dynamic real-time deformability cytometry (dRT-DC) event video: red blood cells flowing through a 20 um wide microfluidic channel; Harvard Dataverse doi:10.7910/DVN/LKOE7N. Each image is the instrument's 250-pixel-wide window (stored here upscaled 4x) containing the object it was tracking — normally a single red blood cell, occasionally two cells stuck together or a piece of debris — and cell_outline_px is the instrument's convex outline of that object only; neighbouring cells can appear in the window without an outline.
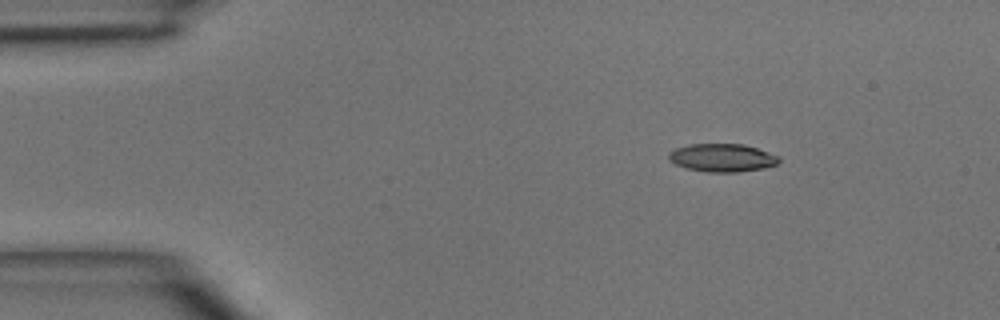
{"species": "common noctule bat (a hibernating species)", "species_latin": "Nyctalus noctula", "temperature_condition": "room temperature", "stored_images_in_passage": 3, "camera_frame_rate_fps": 3000, "um_per_image_px": 0.085, "animal": {"sex": "male", "body_mass_g": 15.6}, "frame": {"image": 1, "passage_image": 1, "time_ms": 0.0, "image_size_px": [1000, 320], "cell_outline_px": [[780, 160], [776, 164], [764, 168], [740, 172], [708, 172], [688, 168], [676, 164], [668, 156], [676, 148], [688, 144], [744, 144], [780, 156]], "centroid_in_image_um": [61.44, 13.41], "position_along_channel_um": 23.6, "area_um2": 17.8}}